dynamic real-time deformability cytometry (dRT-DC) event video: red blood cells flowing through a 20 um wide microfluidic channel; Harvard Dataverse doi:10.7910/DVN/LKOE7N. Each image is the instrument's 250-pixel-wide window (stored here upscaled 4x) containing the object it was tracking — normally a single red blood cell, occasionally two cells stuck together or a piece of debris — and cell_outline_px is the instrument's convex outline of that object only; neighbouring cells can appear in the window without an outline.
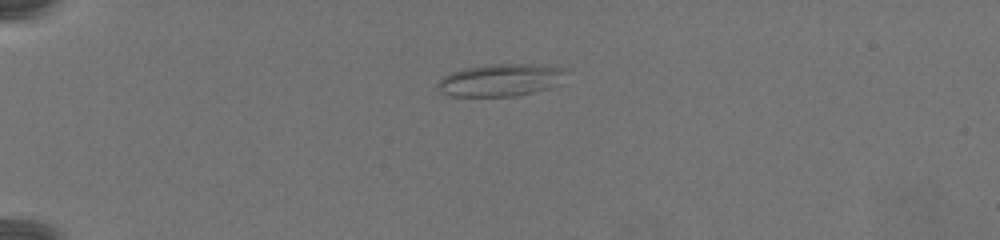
{"species": "common noctule bat (a hibernating species)", "species_latin": "Nyctalus noctula", "temperature_condition": "warm", "stored_images_in_passage": 58, "camera_frame_rate_fps": 3000, "um_per_image_px": 0.085, "animal": {"sex": "female", "body_mass_g": 19.5, "forearm_length_mm": 54.1}, "frame": {"image": 1, "passage_image": 1, "time_ms": 0.0, "image_size_px": [1000, 240], "cell_outline_px": [[568, 72], [548, 88], [532, 92], [512, 96], [452, 96], [440, 92], [436, 84], [444, 76], [452, 72], [464, 68], [488, 64], [532, 64], [564, 68]], "centroid_in_image_um": [42.48, 6.8], "position_along_channel_um": 42.5, "area_um2": 23.81}}
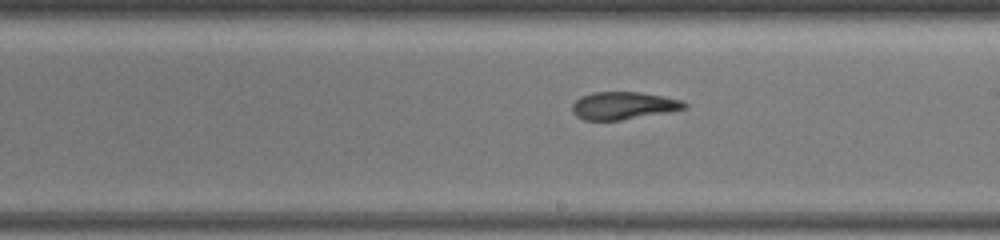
{"frame": {"image": 2, "passage_image": 28, "time_ms": 9.0, "image_size_px": [1000, 240], "cell_outline_px": [[688, 108], [668, 112], [620, 120], [584, 120], [576, 116], [572, 112], [572, 104], [580, 96], [592, 92], [636, 92], [664, 96], [684, 100], [688, 104]], "centroid_in_image_um": [53.0, 8.97], "position_along_channel_um": 236.0, "area_um2": 18.15}}
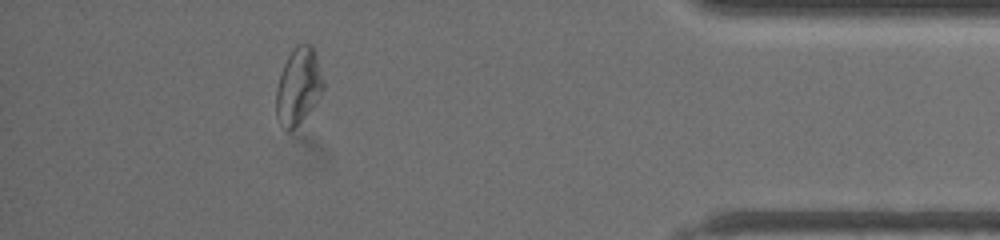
{"frame": {"image": 3, "passage_image": 51, "time_ms": 16.667, "image_size_px": [1000, 240], "cell_outline_px": [[324, 88], [308, 112], [288, 132], [276, 116], [276, 88], [284, 64], [288, 56], [296, 44], [312, 44], [316, 52], [324, 84]], "centroid_in_image_um": [25.36, 7.26], "position_along_channel_um": 409.8, "area_um2": 20.52}}